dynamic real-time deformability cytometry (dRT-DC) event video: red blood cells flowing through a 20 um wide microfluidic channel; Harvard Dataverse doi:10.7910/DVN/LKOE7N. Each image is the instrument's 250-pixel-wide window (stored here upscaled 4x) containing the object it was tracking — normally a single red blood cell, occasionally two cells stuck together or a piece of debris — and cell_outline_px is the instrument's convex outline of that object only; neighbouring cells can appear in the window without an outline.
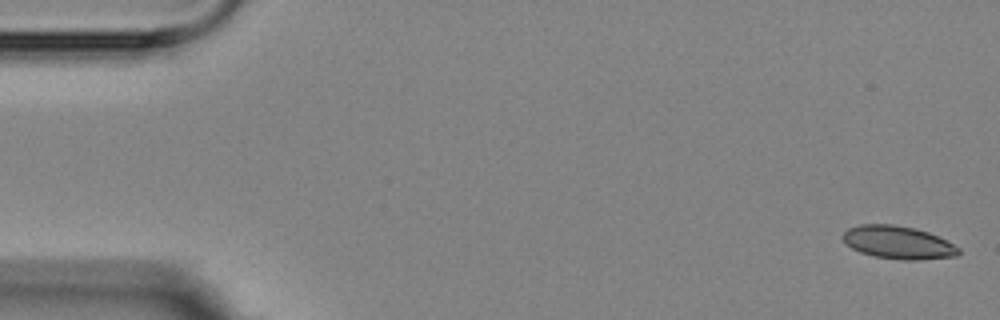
{"species": "Egyptian fruit bat (a non-hibernating species)", "species_latin": "Rousettus aegyptiacus", "temperature_condition": "room temperature", "stored_images_in_passage": 5, "camera_frame_rate_fps": 3000, "um_per_image_px": 0.085, "animal": {"sex": "female"}, "frame": {"image": 1, "passage_image": 1, "time_ms": 0.0, "image_size_px": [1000, 320], "cell_outline_px": [[960, 252], [956, 256], [920, 260], [900, 260], [876, 256], [860, 252], [852, 248], [840, 236], [848, 228], [860, 224], [892, 224], [916, 228], [928, 232], [960, 248]], "centroid_in_image_um": [76.32, 20.6], "position_along_channel_um": 8.7, "area_um2": 22.14}}
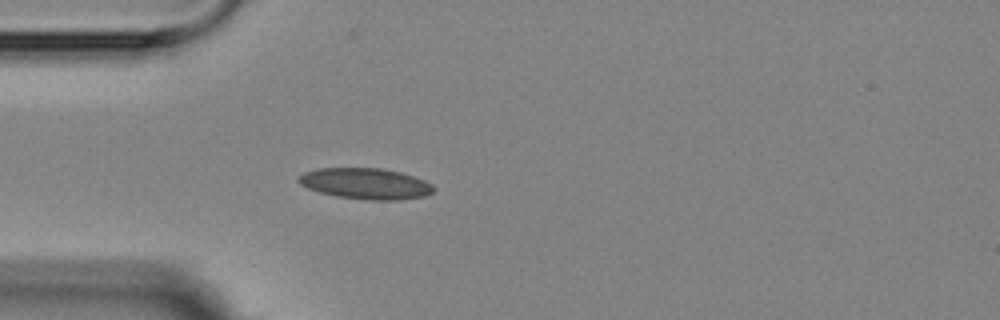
{"frame": {"image": 2, "passage_image": 5, "time_ms": 4.667, "image_size_px": [1000, 320], "cell_outline_px": [[436, 188], [432, 192], [424, 196], [400, 200], [368, 200], [336, 196], [320, 192], [308, 188], [300, 184], [296, 180], [304, 172], [316, 168], [380, 168], [400, 172], [424, 180], [432, 184]], "centroid_in_image_um": [31.07, 15.61], "position_along_channel_um": 53.9, "area_um2": 24.39}}